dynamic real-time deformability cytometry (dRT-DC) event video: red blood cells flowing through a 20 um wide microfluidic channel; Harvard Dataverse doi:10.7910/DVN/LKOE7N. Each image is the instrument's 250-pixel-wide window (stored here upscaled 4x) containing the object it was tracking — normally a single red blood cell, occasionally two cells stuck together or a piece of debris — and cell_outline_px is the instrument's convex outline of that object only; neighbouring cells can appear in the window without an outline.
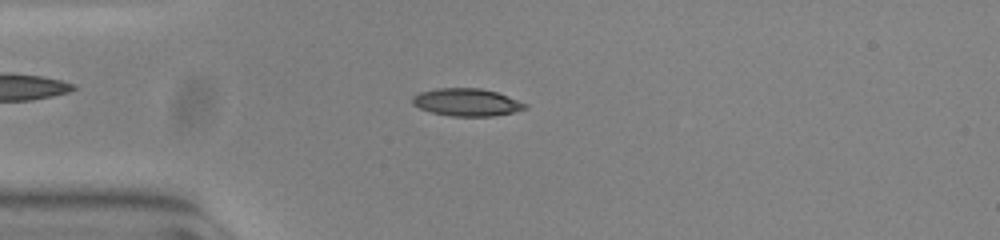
{"species": "common noctule bat (a hibernating species)", "species_latin": "Nyctalus noctula", "temperature_condition": "warm", "stored_images_in_passage": 53, "camera_frame_rate_fps": 3000, "um_per_image_px": 0.085, "animal": {"sex": "female", "body_mass_g": 23.0, "forearm_length_mm": 53.4}, "frame": {"image": 1, "passage_image": 13, "time_ms": 4.0, "image_size_px": [1000, 240], "cell_outline_px": [[528, 108], [512, 112], [492, 116], [452, 116], [432, 112], [420, 108], [412, 104], [412, 96], [420, 92], [436, 88], [480, 88], [496, 92], [508, 96], [528, 104]], "centroid_in_image_um": [39.67, 8.68], "position_along_channel_um": 45.3, "area_um2": 18.03}}
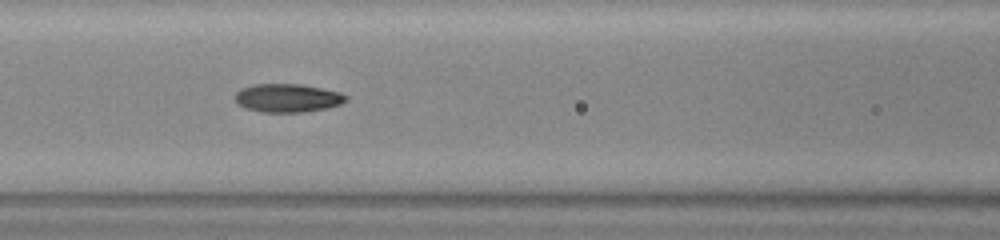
{"frame": {"image": 2, "passage_image": 22, "time_ms": 7.0, "image_size_px": [1000, 240], "cell_outline_px": [[348, 100], [340, 104], [328, 108], [300, 112], [264, 112], [248, 108], [240, 104], [236, 100], [236, 92], [240, 88], [252, 84], [300, 84], [340, 92], [348, 96]], "centroid_in_image_um": [24.47, 8.32], "position_along_channel_um": 142.1, "area_um2": 18.21}}
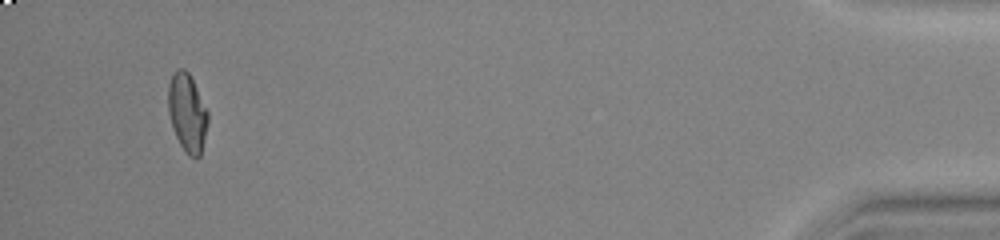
{"frame": {"image": 3, "passage_image": 50, "time_ms": 16.333, "image_size_px": [1000, 240], "cell_outline_px": [[208, 120], [200, 156], [188, 156], [180, 144], [172, 128], [168, 112], [168, 84], [176, 68], [184, 68], [188, 72], [208, 112]], "centroid_in_image_um": [15.89, 9.56], "position_along_channel_um": 419.3, "area_um2": 17.86}, "authors_computed_cell_mechanics": {"area_um2": 17.8024, "velocity_mm_per_s": 3.8108, "shape_relaxation_time_tau1_ms": null, "shape_relaxation_time_tau2_ms": 1.4774, "deformation_change_tau1": null, "deformation_change_tau2": 0.0603}}